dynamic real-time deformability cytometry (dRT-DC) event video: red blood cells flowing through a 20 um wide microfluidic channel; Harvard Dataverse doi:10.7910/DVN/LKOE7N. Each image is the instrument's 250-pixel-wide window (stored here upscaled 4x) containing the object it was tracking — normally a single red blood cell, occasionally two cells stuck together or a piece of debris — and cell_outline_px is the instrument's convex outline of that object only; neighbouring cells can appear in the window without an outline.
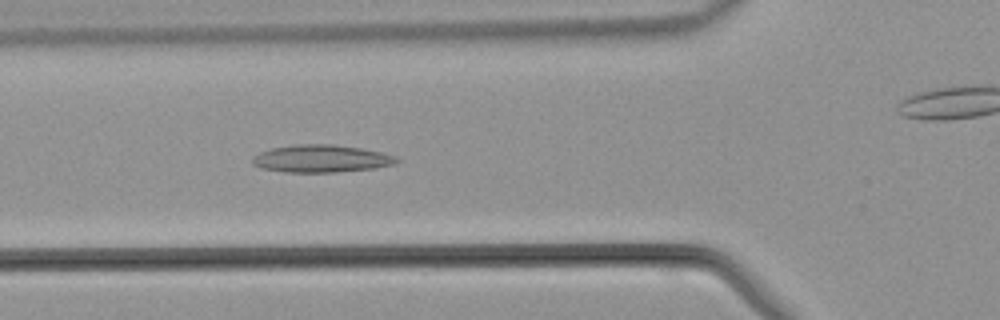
{"species": "common noctule bat (a hibernating species)", "species_latin": "Nyctalus noctula", "temperature_condition": "warm", "stored_images_in_passage": 34, "camera_frame_rate_fps": 3000, "um_per_image_px": 0.085, "animal": {"sex": "male", "body_mass_g": 21.5, "forearm_length_mm": 52.0}, "frame": {"image": 1, "passage_image": 5, "time_ms": 1.333, "image_size_px": [1000, 320], "cell_outline_px": [[400, 160], [396, 164], [376, 168], [336, 172], [284, 172], [260, 168], [252, 164], [252, 156], [260, 152], [272, 148], [292, 144], [332, 144], [360, 148], [380, 152], [396, 156]], "centroid_in_image_um": [27.29, 13.48], "position_along_channel_um": 98.5, "area_um2": 23.29}}
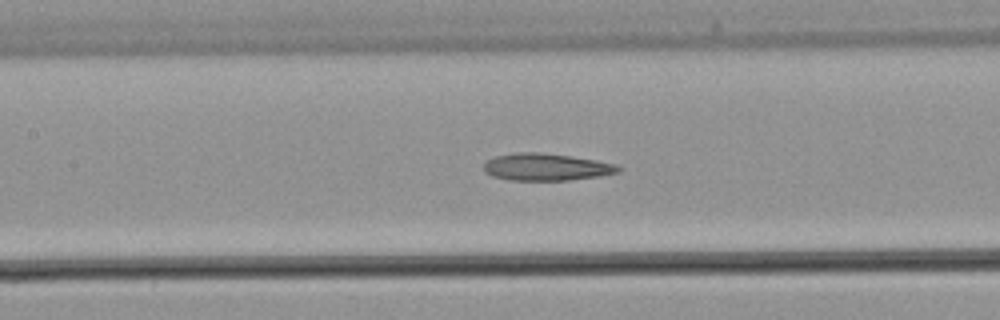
{"frame": {"image": 2, "passage_image": 9, "time_ms": 2.667, "image_size_px": [1000, 320], "cell_outline_px": [[624, 168], [620, 172], [600, 176], [568, 180], [508, 180], [492, 176], [484, 172], [484, 164], [488, 160], [496, 156], [516, 152], [536, 152], [568, 156], [596, 160], [616, 164]], "centroid_in_image_um": [46.45, 14.2], "position_along_channel_um": 161.0, "area_um2": 21.27}}
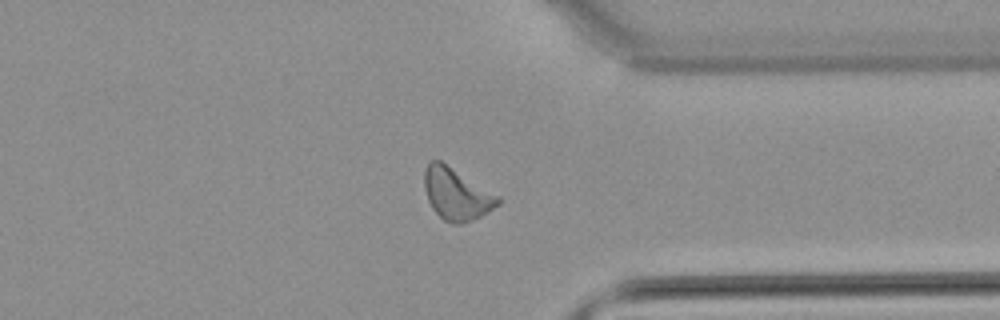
{"frame": {"image": 3, "passage_image": 23, "time_ms": 7.333, "image_size_px": [1000, 320], "cell_outline_px": [[500, 204], [480, 216], [464, 224], [452, 224], [444, 220], [432, 208], [428, 200], [424, 188], [424, 168], [428, 160], [440, 160], [500, 196]], "centroid_in_image_um": [38.78, 16.48], "position_along_channel_um": 372.6, "area_um2": 22.31}}